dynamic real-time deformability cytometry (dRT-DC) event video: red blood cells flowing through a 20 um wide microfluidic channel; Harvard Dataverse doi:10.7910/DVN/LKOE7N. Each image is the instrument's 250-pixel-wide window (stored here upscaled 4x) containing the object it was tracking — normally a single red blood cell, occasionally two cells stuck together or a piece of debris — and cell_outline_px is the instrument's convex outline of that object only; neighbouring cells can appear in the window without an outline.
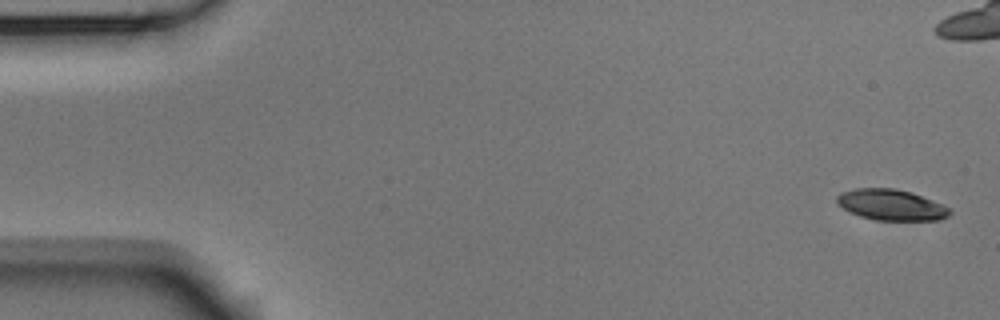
{"species": "Egyptian fruit bat (a non-hibernating species)", "species_latin": "Rousettus aegyptiacus", "temperature_condition": "room temperature", "stored_images_in_passage": 9, "camera_frame_rate_fps": 3000, "um_per_image_px": 0.085, "animal": {"sex": "male"}, "frame": {"image": 1, "passage_image": 1, "time_ms": 0.0, "image_size_px": [1000, 320], "cell_outline_px": [[952, 212], [948, 216], [940, 220], [876, 220], [860, 216], [836, 204], [836, 196], [840, 192], [856, 188], [896, 188], [912, 192], [932, 200], [948, 208]], "centroid_in_image_um": [75.72, 17.4], "position_along_channel_um": 9.3, "area_um2": 20.29}}
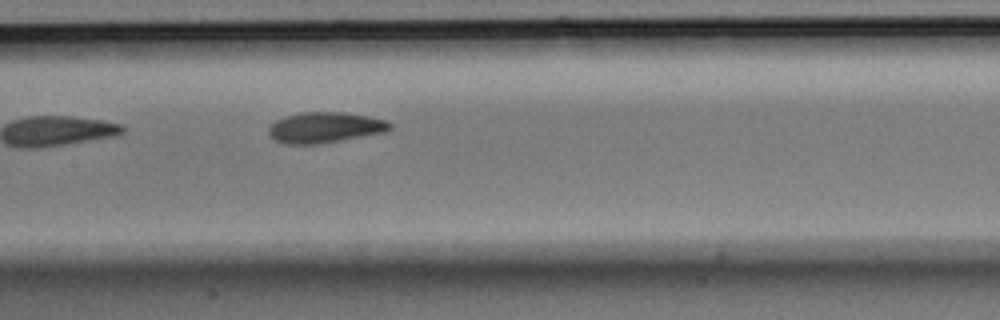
{"frame": {"image": 2, "passage_image": 9, "time_ms": 2.667, "image_size_px": [1000, 320], "cell_outline_px": [[392, 128], [384, 132], [316, 144], [288, 144], [276, 140], [268, 136], [268, 128], [276, 120], [284, 116], [300, 112], [344, 112], [368, 116], [384, 120], [392, 124]], "centroid_in_image_um": [27.58, 10.82], "position_along_channel_um": 179.8, "area_um2": 21.5}}